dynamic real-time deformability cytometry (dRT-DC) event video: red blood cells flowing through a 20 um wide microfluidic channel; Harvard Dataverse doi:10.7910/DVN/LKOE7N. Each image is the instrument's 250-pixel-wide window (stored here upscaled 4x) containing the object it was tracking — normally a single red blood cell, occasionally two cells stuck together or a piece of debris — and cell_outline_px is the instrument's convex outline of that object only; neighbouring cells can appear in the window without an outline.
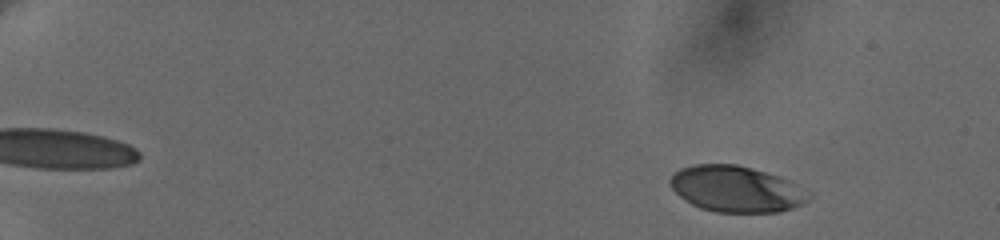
{"species": "human", "species_latin": "Homo sapiens", "temperature_condition": "cold", "stored_images_in_passage": 14, "camera_frame_rate_fps": 3000, "um_per_image_px": 0.085, "donor": {"sex": "female"}, "frame": {"image": 1, "passage_image": 4, "time_ms": 2.667, "image_size_px": [1000, 240], "cell_outline_px": [[812, 196], [808, 200], [792, 208], [780, 212], [716, 212], [700, 208], [692, 204], [680, 196], [668, 184], [668, 180], [672, 172], [680, 168], [696, 164], [736, 164], [752, 168], [788, 180]], "centroid_in_image_um": [62.51, 16.06], "position_along_channel_um": 22.5, "area_um2": 36.99}}
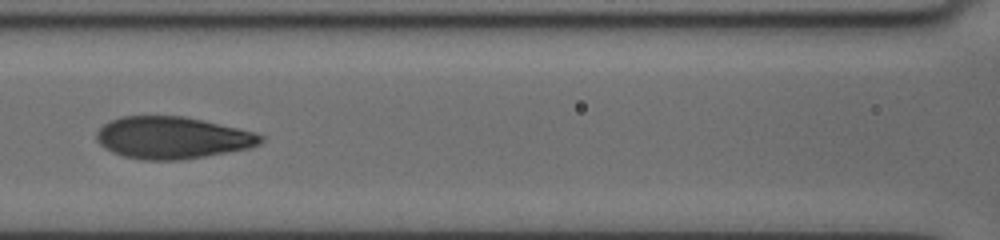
{"frame": {"image": 2, "passage_image": 11, "time_ms": 10.333, "image_size_px": [1000, 240], "cell_outline_px": [[264, 140], [260, 144], [248, 148], [204, 156], [176, 160], [140, 160], [124, 156], [112, 152], [104, 148], [96, 140], [96, 132], [104, 124], [120, 116], [184, 116], [236, 128], [252, 132], [264, 136]], "centroid_in_image_um": [14.6, 11.71], "position_along_channel_um": 152.0, "area_um2": 39.88}}
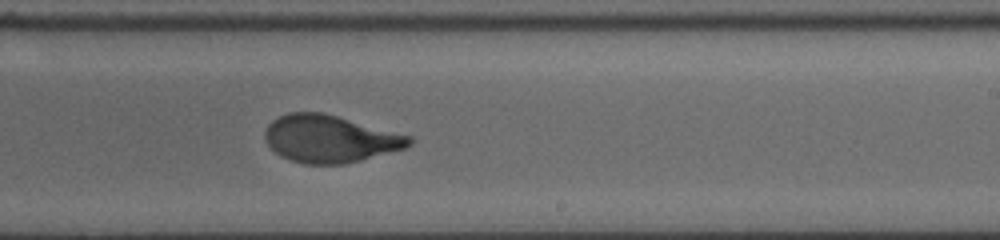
{"frame": {"image": 3, "passage_image": 14, "time_ms": 13.333, "image_size_px": [1000, 240], "cell_outline_px": [[412, 144], [404, 148], [360, 160], [344, 164], [304, 164], [280, 156], [268, 144], [264, 136], [264, 132], [268, 124], [272, 120], [288, 112], [320, 112], [336, 116], [412, 136]], "centroid_in_image_um": [28.02, 11.8], "position_along_channel_um": 261.0, "area_um2": 39.42}}